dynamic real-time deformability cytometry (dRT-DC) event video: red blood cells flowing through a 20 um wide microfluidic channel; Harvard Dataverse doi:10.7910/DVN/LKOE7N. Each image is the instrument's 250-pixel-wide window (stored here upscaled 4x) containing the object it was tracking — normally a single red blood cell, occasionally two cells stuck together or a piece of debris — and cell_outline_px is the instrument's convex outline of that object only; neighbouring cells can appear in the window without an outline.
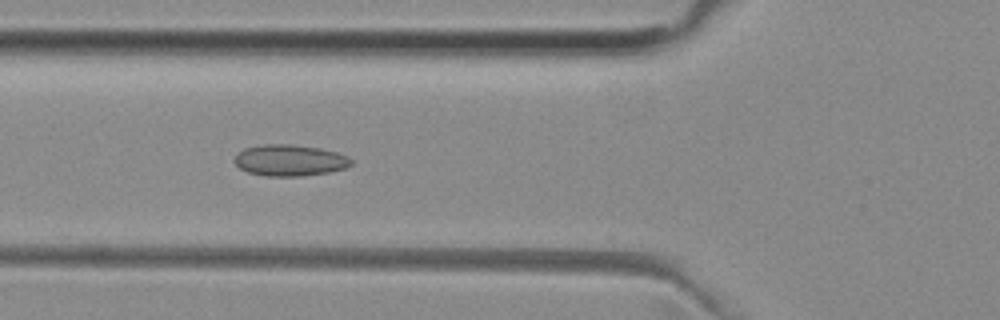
{"species": "common noctule bat (a hibernating species)", "species_latin": "Nyctalus noctula", "temperature_condition": "room temperature", "stored_images_in_passage": 51, "camera_frame_rate_fps": 3000, "um_per_image_px": 0.085, "animal": {"sex": "female", "body_mass_g": 29.2, "forearm_length_mm": 56.3}, "frame": {"image": 1, "passage_image": 18, "time_ms": 5.667, "image_size_px": [1000, 320], "cell_outline_px": [[352, 164], [344, 168], [328, 172], [300, 176], [264, 176], [248, 172], [240, 168], [232, 160], [244, 148], [264, 144], [292, 144], [320, 148], [336, 152], [348, 156], [352, 160]], "centroid_in_image_um": [24.62, 13.62], "position_along_channel_um": 101.2, "area_um2": 21.27}}
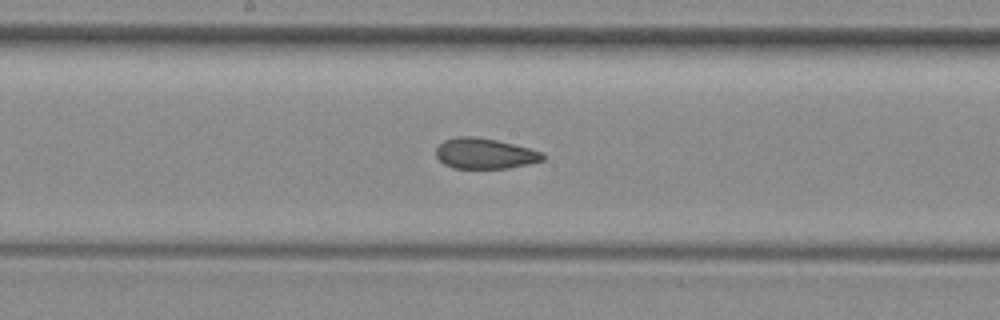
{"frame": {"image": 2, "passage_image": 26, "time_ms": 8.333, "image_size_px": [1000, 320], "cell_outline_px": [[544, 160], [528, 164], [508, 168], [452, 168], [444, 164], [436, 156], [436, 148], [444, 140], [456, 136], [476, 136], [496, 140], [544, 152]], "centroid_in_image_um": [41.19, 13.05], "position_along_channel_um": 207.0, "area_um2": 19.02}}
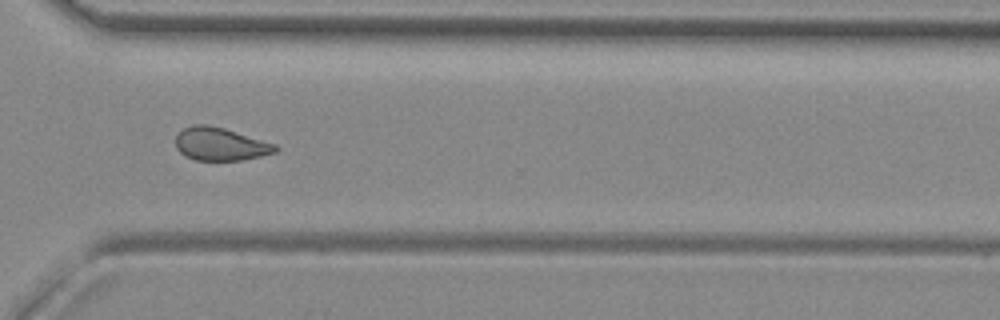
{"frame": {"image": 3, "passage_image": 37, "time_ms": 12.0, "image_size_px": [1000, 320], "cell_outline_px": [[280, 148], [276, 152], [260, 156], [240, 160], [196, 160], [180, 152], [176, 148], [176, 136], [184, 128], [192, 124], [208, 124], [224, 128], [276, 144]], "centroid_in_image_um": [18.74, 12.23], "position_along_channel_um": 351.9, "area_um2": 19.07}, "authors_computed_cell_mechanics": {"area_um2": 19.941, "velocity_mm_per_s": 3.9546, "shape_relaxation_time_tau1_ms": null, "shape_relaxation_time_tau2_ms": 1.8708, "deformation_change_tau1": null, "deformation_change_tau2": 0.077}}